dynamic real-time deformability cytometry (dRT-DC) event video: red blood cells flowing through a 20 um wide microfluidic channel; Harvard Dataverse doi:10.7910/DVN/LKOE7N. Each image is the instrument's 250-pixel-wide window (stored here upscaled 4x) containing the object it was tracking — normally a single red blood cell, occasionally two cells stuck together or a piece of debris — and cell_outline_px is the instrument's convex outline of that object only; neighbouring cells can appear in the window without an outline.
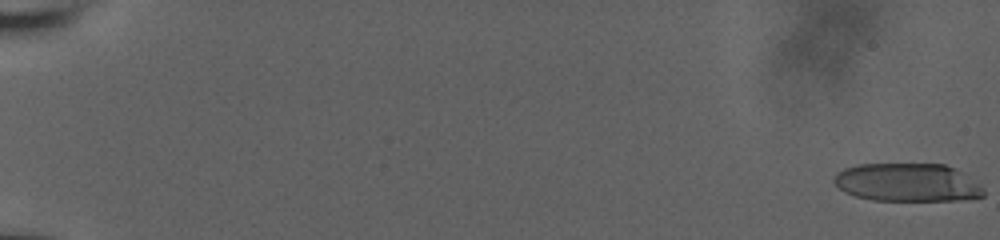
{"species": "human", "species_latin": "Homo sapiens", "temperature_condition": "room temperature", "stored_images_in_passage": 58, "camera_frame_rate_fps": 3000, "um_per_image_px": 0.085, "donor": {"sex": "male"}, "frame": {"image": 1, "passage_image": 1, "time_ms": 0.0, "image_size_px": [1000, 240], "cell_outline_px": [[984, 196], [960, 200], [872, 200], [856, 196], [844, 192], [832, 180], [836, 172], [844, 168], [860, 164], [944, 164], [956, 168], [964, 172], [980, 184], [984, 192]], "centroid_in_image_um": [77.14, 15.5], "position_along_channel_um": 7.9, "area_um2": 33.47}}
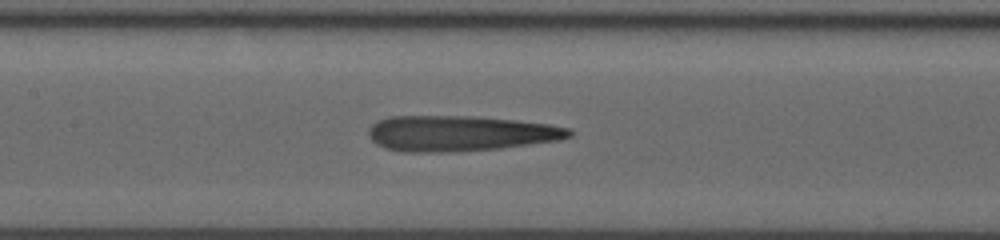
{"frame": {"image": 2, "passage_image": 31, "time_ms": 10.0, "image_size_px": [1000, 240], "cell_outline_px": [[572, 136], [560, 140], [500, 148], [456, 152], [404, 152], [384, 148], [376, 144], [372, 140], [368, 132], [368, 128], [372, 124], [388, 116], [468, 116], [512, 120], [548, 124], [568, 128], [572, 132]], "centroid_in_image_um": [39.06, 11.35], "position_along_channel_um": 168.3, "area_um2": 41.56}}
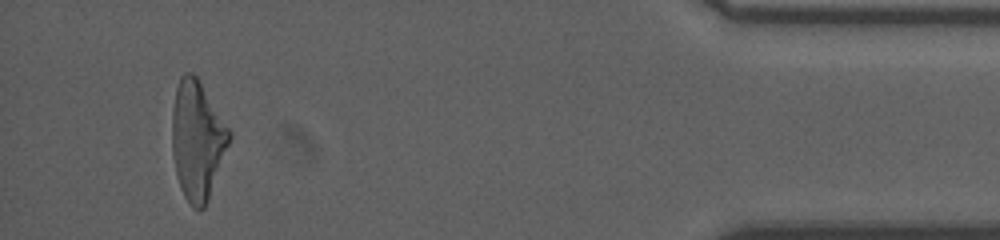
{"frame": {"image": 3, "passage_image": 55, "time_ms": 18.0, "image_size_px": [1000, 240], "cell_outline_px": [[232, 136], [208, 200], [204, 208], [192, 208], [184, 196], [180, 188], [176, 176], [172, 152], [172, 112], [176, 88], [180, 76], [184, 72], [192, 72], [196, 76], [232, 132]], "centroid_in_image_um": [16.76, 11.92], "position_along_channel_um": 418.4, "area_um2": 39.54}, "authors_computed_cell_mechanics": {"area_um2": 39.5063, "velocity_mm_per_s": 3.8579, "shape_relaxation_time_tau1_ms": null, "shape_relaxation_time_tau2_ms": 2.7267, "deformation_change_tau1": null, "deformation_change_tau2": 0.1904}}